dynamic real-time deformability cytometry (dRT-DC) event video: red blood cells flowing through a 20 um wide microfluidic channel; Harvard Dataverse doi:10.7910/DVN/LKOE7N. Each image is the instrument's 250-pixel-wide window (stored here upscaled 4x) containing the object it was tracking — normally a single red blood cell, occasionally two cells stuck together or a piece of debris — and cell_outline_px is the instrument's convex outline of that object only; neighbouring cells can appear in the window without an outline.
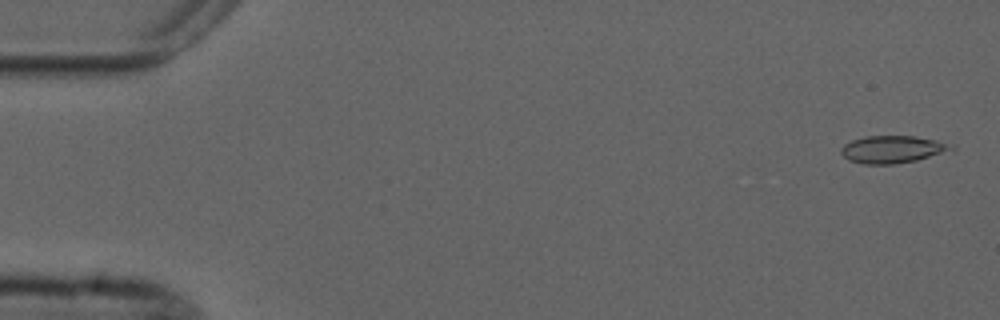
{"species": "common noctule bat (a hibernating species)", "species_latin": "Nyctalus noctula", "temperature_condition": "cold", "stored_images_in_passage": 3, "camera_frame_rate_fps": 3000, "um_per_image_px": 0.085, "animal": {"sex": "male", "forearm_length_mm": 52.5}, "frame": {"image": 1, "passage_image": 1, "time_ms": 0.0, "image_size_px": [1000, 320], "cell_outline_px": [[956, 148], [916, 160], [892, 164], [864, 164], [848, 160], [840, 152], [840, 148], [844, 144], [852, 140], [864, 136], [912, 136], [936, 140], [956, 144]], "centroid_in_image_um": [75.84, 12.68], "position_along_channel_um": 9.2, "area_um2": 17.51}}
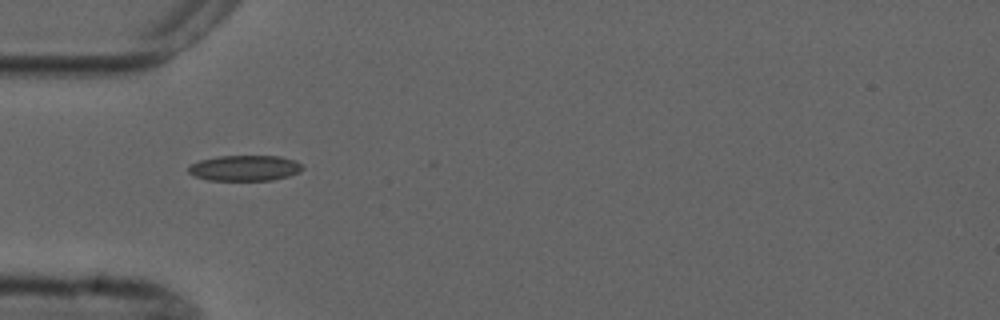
{"frame": {"image": 2, "passage_image": 3, "time_ms": 5.0, "image_size_px": [1000, 320], "cell_outline_px": [[304, 168], [300, 172], [288, 176], [272, 180], [208, 180], [196, 176], [188, 172], [188, 168], [192, 164], [200, 160], [220, 156], [280, 156], [296, 160]], "centroid_in_image_um": [20.84, 14.28], "position_along_channel_um": 64.2, "area_um2": 16.94}}